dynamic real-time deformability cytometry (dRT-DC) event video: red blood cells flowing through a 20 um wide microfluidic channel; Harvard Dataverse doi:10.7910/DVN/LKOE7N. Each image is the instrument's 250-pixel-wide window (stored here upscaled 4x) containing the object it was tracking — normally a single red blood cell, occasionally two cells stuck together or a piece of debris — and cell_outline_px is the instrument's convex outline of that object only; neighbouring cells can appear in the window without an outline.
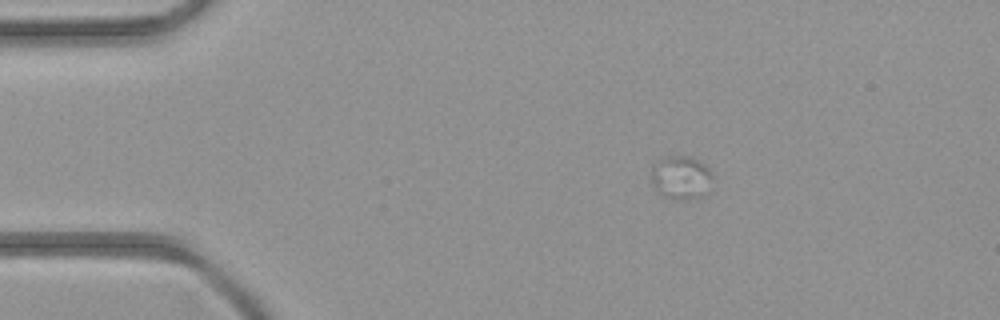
{"species": "common noctule bat (a hibernating species)", "species_latin": "Nyctalus noctula", "temperature_condition": "room temperature", "stored_images_in_passage": 3, "camera_frame_rate_fps": 3000, "um_per_image_px": 0.085, "animal": {"sex": "female", "body_mass_g": 21.9}, "frame": {"image": 1, "passage_image": 1, "time_ms": 0.0, "image_size_px": [1000, 320], "cell_outline_px": [[712, 176], [696, 196], [680, 200], [676, 200], [660, 192], [652, 184], [652, 168], [660, 160], [668, 156], [692, 156], [704, 164], [708, 168]], "centroid_in_image_um": [57.81, 15.02], "position_along_channel_um": 27.2, "area_um2": 14.39}}